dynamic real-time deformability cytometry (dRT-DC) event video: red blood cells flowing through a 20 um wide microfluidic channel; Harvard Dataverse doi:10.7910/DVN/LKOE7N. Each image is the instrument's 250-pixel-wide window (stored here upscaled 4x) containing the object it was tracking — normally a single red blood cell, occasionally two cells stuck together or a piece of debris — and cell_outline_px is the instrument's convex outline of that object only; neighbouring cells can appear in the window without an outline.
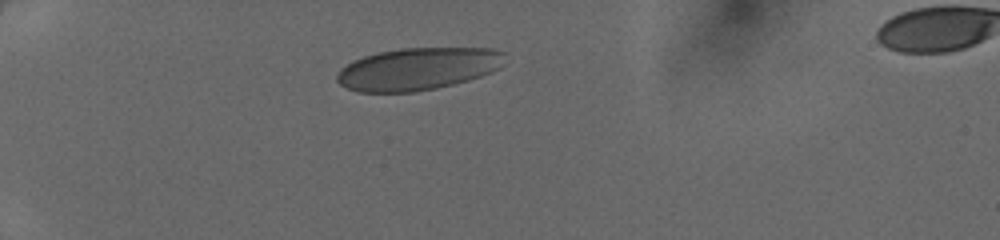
{"species": "human", "species_latin": "Homo sapiens", "temperature_condition": "cold", "stored_images_in_passage": 35, "camera_frame_rate_fps": 3000, "um_per_image_px": 0.085, "donor": {"sex": "female"}, "frame": {"image": 1, "passage_image": 1, "time_ms": 0.0, "image_size_px": [1000, 240], "cell_outline_px": [[504, 52], [500, 68], [492, 72], [468, 80], [436, 88], [416, 92], [356, 92], [340, 84], [336, 80], [336, 76], [340, 68], [352, 60], [364, 56], [380, 52], [400, 48], [492, 48]], "centroid_in_image_um": [35.48, 5.85], "position_along_channel_um": 49.5, "area_um2": 41.44}}
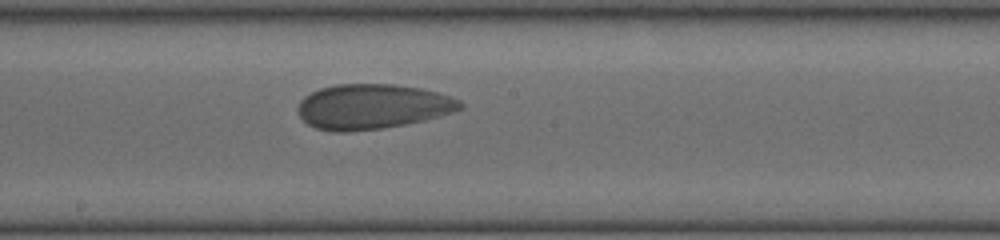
{"frame": {"image": 2, "passage_image": 16, "time_ms": 5.0, "image_size_px": [1000, 240], "cell_outline_px": [[464, 108], [440, 116], [424, 120], [404, 124], [380, 128], [348, 132], [332, 132], [316, 128], [308, 124], [300, 116], [296, 108], [300, 100], [304, 96], [320, 88], [336, 84], [396, 84], [420, 88], [436, 92], [460, 100], [464, 104]], "centroid_in_image_um": [31.63, 9.06], "position_along_channel_um": 216.6, "area_um2": 42.6}}
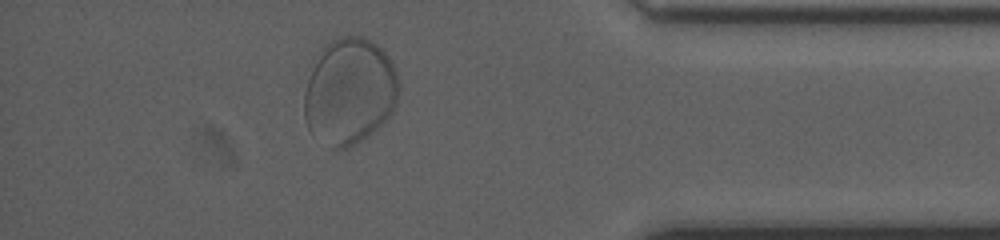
{"frame": {"image": 3, "passage_image": 31, "time_ms": 10.0, "image_size_px": [1000, 240], "cell_outline_px": [[400, 88], [396, 104], [392, 112], [376, 128], [360, 140], [348, 148], [332, 148], [308, 128], [304, 116], [304, 92], [308, 64], [332, 40], [340, 36], [364, 36], [376, 44], [384, 52], [392, 64], [396, 72]], "centroid_in_image_um": [29.67, 7.72], "position_along_channel_um": 405.5, "area_um2": 58.72}}